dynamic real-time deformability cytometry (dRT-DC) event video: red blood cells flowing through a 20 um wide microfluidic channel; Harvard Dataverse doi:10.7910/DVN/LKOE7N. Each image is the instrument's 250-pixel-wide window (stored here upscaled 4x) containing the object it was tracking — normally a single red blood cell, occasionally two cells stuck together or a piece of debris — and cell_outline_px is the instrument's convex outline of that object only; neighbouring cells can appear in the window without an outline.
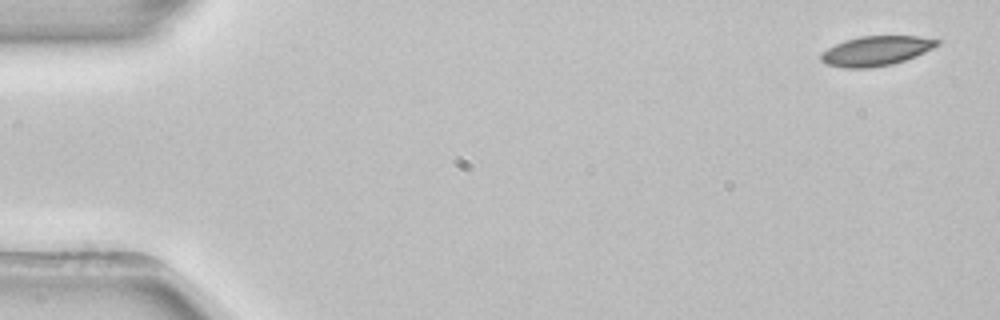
{"species": "common noctule bat (a hibernating species)", "species_latin": "Nyctalus noctula", "temperature_condition": "room temperature", "stored_images_in_passage": 52, "camera_frame_rate_fps": 3000, "um_per_image_px": 0.085, "animal": {"sex": "female", "body_mass_g": 22.7, "forearm_length_mm": 54.2}, "frame": {"image": 1, "passage_image": 1, "time_ms": 0.0, "image_size_px": [1000, 320], "cell_outline_px": [[940, 44], [916, 56], [892, 64], [868, 68], [844, 68], [824, 64], [820, 60], [820, 52], [844, 40], [860, 36], [920, 36], [940, 40]], "centroid_in_image_um": [74.43, 4.32], "position_along_channel_um": 10.6, "area_um2": 20.17}}
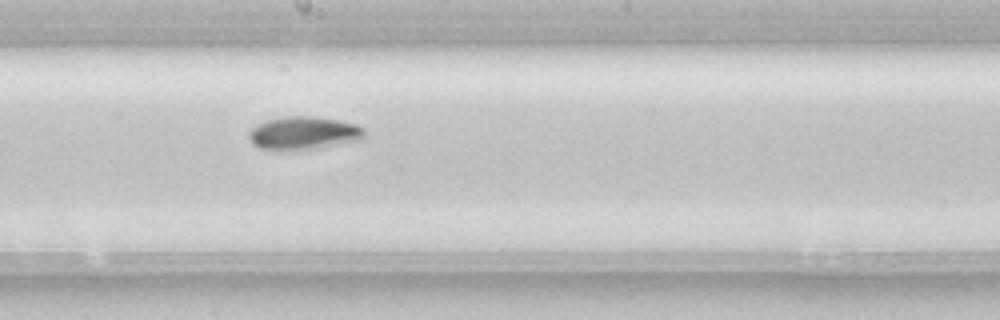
{"frame": {"image": 2, "passage_image": 28, "time_ms": 9.0, "image_size_px": [1000, 320], "cell_outline_px": [[364, 136], [360, 140], [300, 152], [260, 148], [252, 144], [248, 136], [248, 132], [252, 128], [268, 120], [284, 116], [316, 116], [340, 120], [356, 124], [364, 128]], "centroid_in_image_um": [25.82, 11.33], "position_along_channel_um": 222.4, "area_um2": 22.72}}
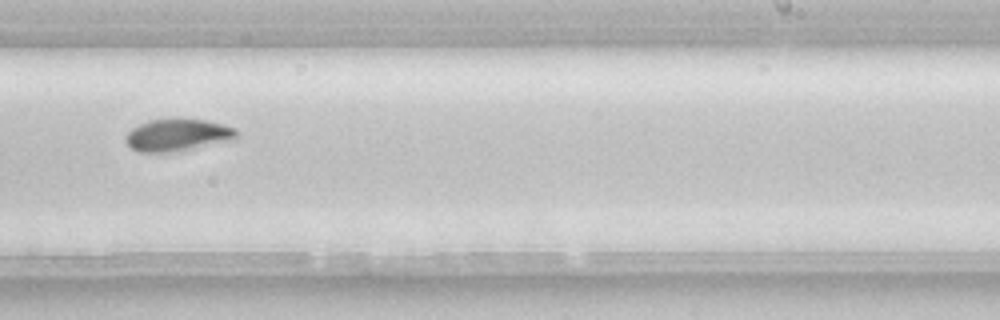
{"frame": {"image": 3, "passage_image": 32, "time_ms": 10.333, "image_size_px": [1000, 320], "cell_outline_px": [[236, 136], [232, 140], [172, 152], [140, 152], [132, 148], [124, 140], [124, 136], [132, 128], [148, 120], [180, 116], [204, 120], [236, 128]], "centroid_in_image_um": [15.04, 11.44], "position_along_channel_um": 274.0, "area_um2": 21.04}, "authors_computed_cell_mechanics": {"area_um2": 20.6924, "velocity_mm_per_s": 3.895, "shape_relaxation_time_tau1_ms": 3.012, "shape_relaxation_time_tau2_ms": null, "deformation_change_tau1": 0.1141, "deformation_change_tau2": null}}